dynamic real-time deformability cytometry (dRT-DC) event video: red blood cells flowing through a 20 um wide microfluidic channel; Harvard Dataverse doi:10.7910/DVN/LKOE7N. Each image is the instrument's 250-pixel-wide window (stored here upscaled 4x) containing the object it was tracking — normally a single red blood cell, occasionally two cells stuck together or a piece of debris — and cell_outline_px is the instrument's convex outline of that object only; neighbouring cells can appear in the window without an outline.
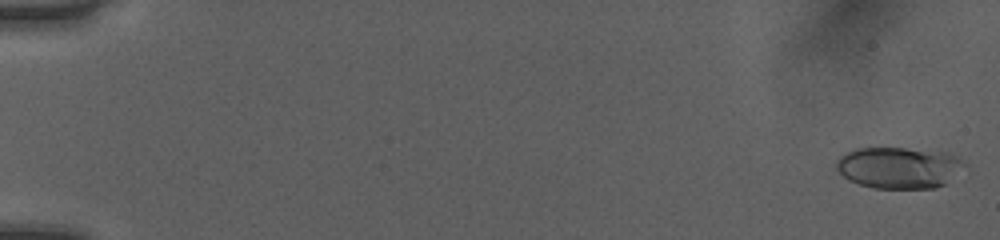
{"species": "human", "species_latin": "Homo sapiens", "temperature_condition": "room temperature", "stored_images_in_passage": 51, "camera_frame_rate_fps": 3000, "um_per_image_px": 0.085, "donor": {"sex": "female"}, "frame": {"image": 1, "passage_image": 1, "time_ms": 0.0, "image_size_px": [1000, 240], "cell_outline_px": [[968, 164], [948, 184], [936, 188], [872, 188], [848, 180], [836, 168], [836, 160], [840, 156], [856, 148], [904, 148], [948, 152], [956, 156]], "centroid_in_image_um": [76.47, 14.25], "position_along_channel_um": 8.5, "area_um2": 31.27}}
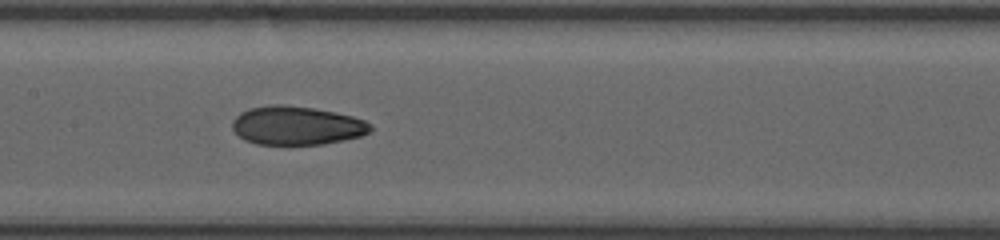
{"frame": {"image": 2, "passage_image": 27, "time_ms": 8.667, "image_size_px": [1000, 240], "cell_outline_px": [[372, 128], [368, 132], [360, 136], [344, 140], [324, 144], [256, 144], [244, 140], [232, 128], [232, 120], [240, 112], [248, 108], [268, 104], [284, 104], [312, 108], [336, 112], [352, 116], [364, 120], [372, 124]], "centroid_in_image_um": [25.2, 10.66], "position_along_channel_um": 182.2, "area_um2": 31.27}}
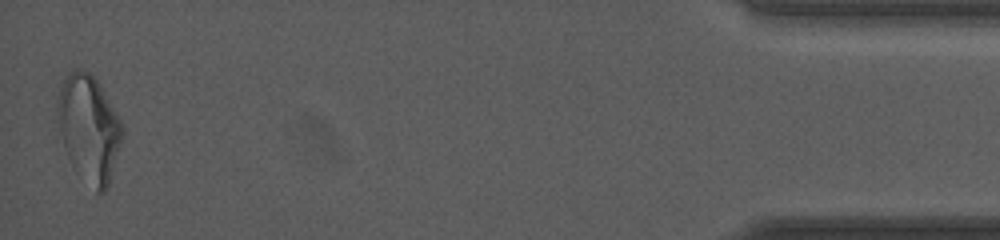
{"frame": {"image": 3, "passage_image": 51, "time_ms": 16.667, "image_size_px": [1000, 240], "cell_outline_px": [[124, 136], [108, 184], [104, 192], [96, 192], [68, 156], [60, 132], [56, 112], [56, 96], [68, 72], [76, 68], [92, 72], [100, 84], [120, 120], [124, 128]], "centroid_in_image_um": [7.56, 10.81], "position_along_channel_um": 427.6, "area_um2": 39.82}, "authors_computed_cell_mechanics": {"area_um2": 31.1542, "velocity_mm_per_s": 4.0749, "shape_relaxation_time_tau1_ms": null, "shape_relaxation_time_tau2_ms": 2.2823, "deformation_change_tau1": null, "deformation_change_tau2": 0.0833}}